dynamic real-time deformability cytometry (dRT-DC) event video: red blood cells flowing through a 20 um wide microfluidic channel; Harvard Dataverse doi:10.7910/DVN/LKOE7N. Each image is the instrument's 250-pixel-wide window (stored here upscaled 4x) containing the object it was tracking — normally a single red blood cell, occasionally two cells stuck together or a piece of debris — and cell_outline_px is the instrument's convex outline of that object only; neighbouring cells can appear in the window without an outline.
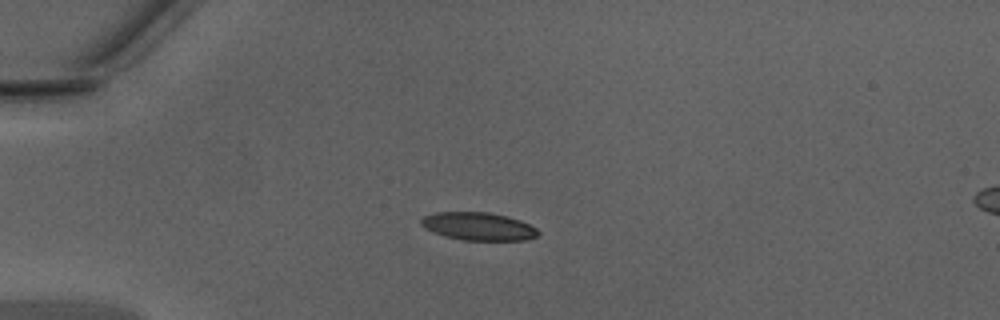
{"species": "Egyptian fruit bat (a non-hibernating species)", "species_latin": "Rousettus aegyptiacus", "temperature_condition": "warm", "stored_images_in_passage": 45, "camera_frame_rate_fps": 3000, "um_per_image_px": 0.085, "animal": {"sex": "male"}, "frame": {"image": 1, "passage_image": 10, "time_ms": 3.0, "image_size_px": [1000, 320], "cell_outline_px": [[540, 232], [536, 236], [524, 240], [464, 240], [432, 232], [424, 228], [420, 224], [420, 220], [424, 216], [436, 212], [488, 212], [508, 216], [520, 220], [536, 228]], "centroid_in_image_um": [40.65, 19.23], "position_along_channel_um": 44.4, "area_um2": 18.96}}
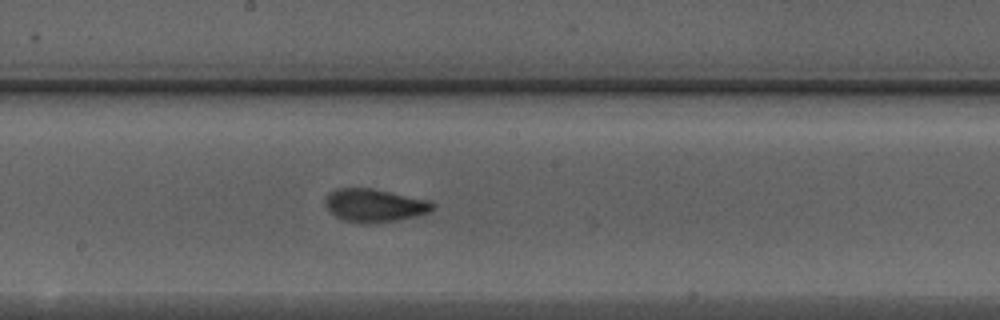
{"frame": {"image": 2, "passage_image": 24, "time_ms": 7.667, "image_size_px": [1000, 320], "cell_outline_px": [[436, 208], [428, 212], [416, 216], [396, 220], [368, 224], [364, 224], [344, 220], [336, 216], [324, 204], [324, 200], [336, 188], [372, 188], [428, 200], [436, 204]], "centroid_in_image_um": [31.86, 17.46], "position_along_channel_um": 216.3, "area_um2": 20.58}}
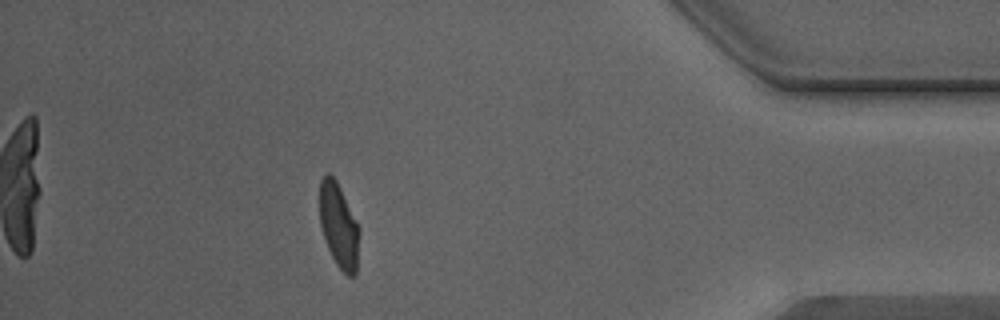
{"frame": {"image": 3, "passage_image": 40, "time_ms": 13.0, "image_size_px": [1000, 320], "cell_outline_px": [[360, 228], [356, 276], [348, 276], [336, 264], [328, 248], [320, 224], [320, 180], [324, 172], [328, 172], [336, 180]], "centroid_in_image_um": [28.8, 19.17], "position_along_channel_um": 406.4, "area_um2": 19.48}, "authors_computed_cell_mechanics": {"area_um2": 19.5364, "velocity_mm_per_s": 4.3547, "shape_relaxation_time_tau1_ms": 4.6364, "shape_relaxation_time_tau2_ms": 1.0083, "deformation_change_tau1": 0.1862, "deformation_change_tau2": 0.0638}}